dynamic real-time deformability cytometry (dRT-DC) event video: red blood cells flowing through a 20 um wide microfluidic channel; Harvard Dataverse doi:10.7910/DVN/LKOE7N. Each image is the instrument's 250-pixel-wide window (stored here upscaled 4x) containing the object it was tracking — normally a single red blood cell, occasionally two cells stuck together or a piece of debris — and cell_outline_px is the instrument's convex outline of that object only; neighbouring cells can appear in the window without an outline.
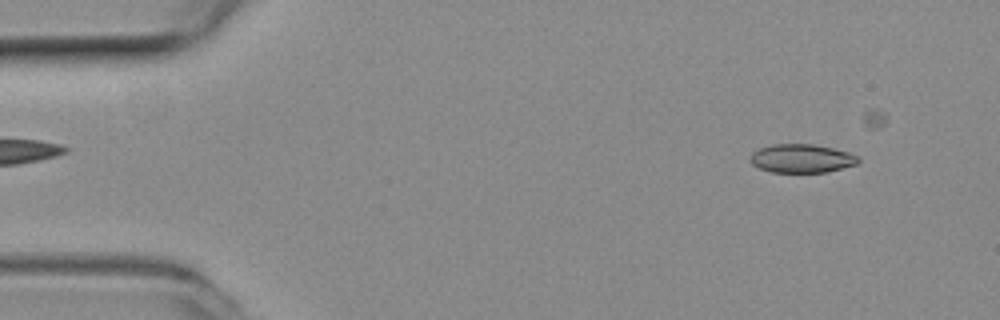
{"species": "common noctule bat (a hibernating species)", "species_latin": "Nyctalus noctula", "temperature_condition": "room temperature", "stored_images_in_passage": 31, "camera_frame_rate_fps": 3000, "um_per_image_px": 0.085, "animal": {"sex": "female", "body_mass_g": 19.3, "forearm_length_mm": 54.1}, "frame": {"image": 1, "passage_image": 4, "time_ms": 1.0, "image_size_px": [1000, 320], "cell_outline_px": [[860, 160], [856, 164], [828, 172], [772, 172], [760, 168], [752, 164], [748, 160], [752, 152], [760, 148], [772, 144], [812, 144], [832, 148], [848, 152], [856, 156]], "centroid_in_image_um": [68.1, 13.47], "position_along_channel_um": 16.9, "area_um2": 17.92}}
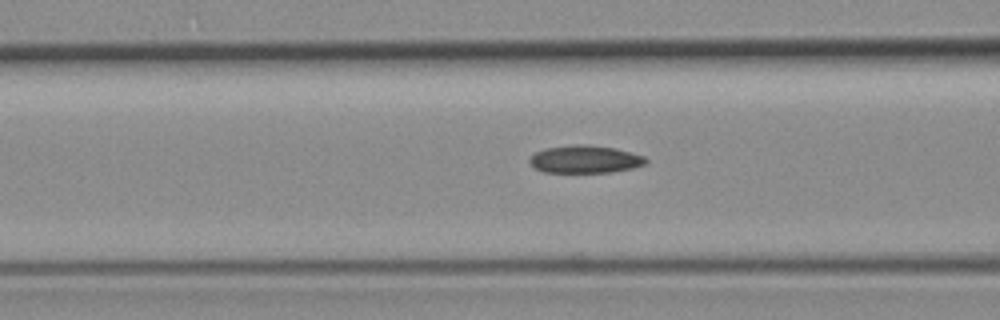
{"frame": {"image": 2, "passage_image": 19, "time_ms": 6.0, "image_size_px": [1000, 320], "cell_outline_px": [[648, 160], [644, 164], [632, 168], [612, 172], [544, 172], [536, 168], [528, 160], [536, 152], [544, 148], [572, 144], [584, 144], [616, 148], [644, 156]], "centroid_in_image_um": [49.73, 13.52], "position_along_channel_um": 116.9, "area_um2": 18.67}}
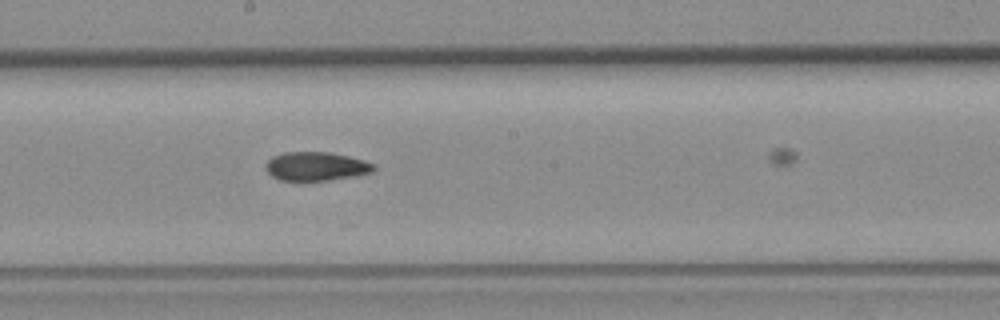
{"frame": {"image": 3, "passage_image": 27, "time_ms": 8.667, "image_size_px": [1000, 320], "cell_outline_px": [[376, 168], [372, 172], [356, 176], [328, 180], [280, 180], [272, 176], [264, 168], [264, 164], [272, 156], [284, 152], [328, 152], [348, 156], [364, 160], [376, 164]], "centroid_in_image_um": [26.87, 14.13], "position_along_channel_um": 221.3, "area_um2": 18.21}}